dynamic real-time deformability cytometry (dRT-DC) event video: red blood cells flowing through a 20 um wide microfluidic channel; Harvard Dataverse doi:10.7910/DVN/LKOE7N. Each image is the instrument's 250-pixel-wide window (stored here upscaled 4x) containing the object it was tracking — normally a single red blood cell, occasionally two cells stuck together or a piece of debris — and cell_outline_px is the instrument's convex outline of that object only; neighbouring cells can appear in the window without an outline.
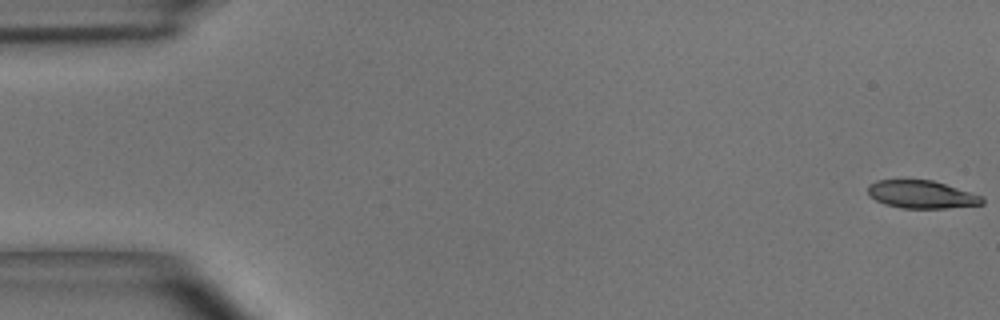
{"species": "common noctule bat (a hibernating species)", "species_latin": "Nyctalus noctula", "temperature_condition": "room temperature", "stored_images_in_passage": 50, "camera_frame_rate_fps": 3000, "um_per_image_px": 0.085, "animal": {"sex": "male", "body_mass_g": 15.6}, "frame": {"image": 1, "passage_image": 1, "time_ms": 0.0, "image_size_px": [1000, 320], "cell_outline_px": [[984, 204], [948, 208], [900, 208], [884, 204], [868, 196], [868, 184], [876, 180], [932, 180], [984, 196]], "centroid_in_image_um": [78.33, 16.53], "position_along_channel_um": 6.7, "area_um2": 18.67}}
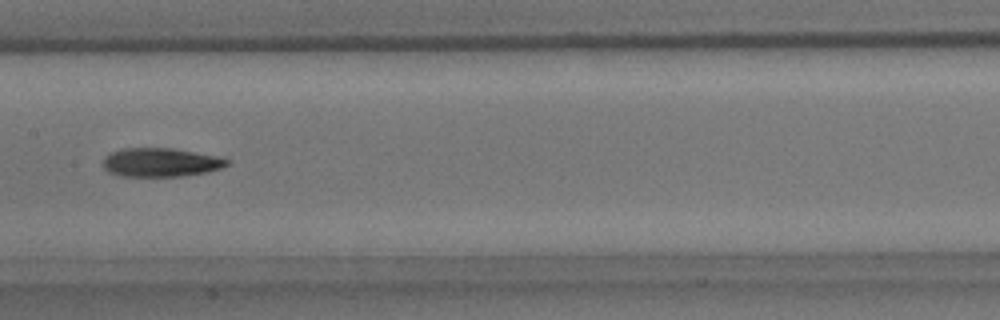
{"frame": {"image": 2, "passage_image": 25, "time_ms": 8.0, "image_size_px": [1000, 320], "cell_outline_px": [[232, 160], [224, 168], [208, 172], [180, 176], [120, 176], [108, 172], [104, 168], [104, 156], [112, 152], [124, 148], [172, 148], [216, 156]], "centroid_in_image_um": [13.69, 13.8], "position_along_channel_um": 193.7, "area_um2": 20.81}}
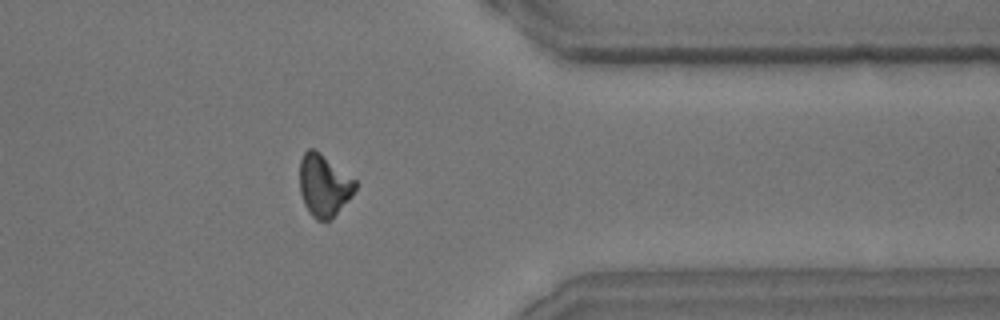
{"frame": {"image": 3, "passage_image": 40, "time_ms": 13.0, "image_size_px": [1000, 320], "cell_outline_px": [[356, 188], [332, 220], [316, 220], [312, 216], [304, 204], [300, 192], [300, 160], [304, 152], [308, 148], [316, 148], [356, 180]], "centroid_in_image_um": [27.52, 15.73], "position_along_channel_um": 383.9, "area_um2": 20.17}, "authors_computed_cell_mechanics": {"area_um2": 20.2878, "velocity_mm_per_s": 4.0619, "shape_relaxation_time_tau1_ms": 4.9274, "shape_relaxation_time_tau2_ms": 6.3832, "deformation_change_tau1": 0.1519, "deformation_change_tau2": 0.1666}}